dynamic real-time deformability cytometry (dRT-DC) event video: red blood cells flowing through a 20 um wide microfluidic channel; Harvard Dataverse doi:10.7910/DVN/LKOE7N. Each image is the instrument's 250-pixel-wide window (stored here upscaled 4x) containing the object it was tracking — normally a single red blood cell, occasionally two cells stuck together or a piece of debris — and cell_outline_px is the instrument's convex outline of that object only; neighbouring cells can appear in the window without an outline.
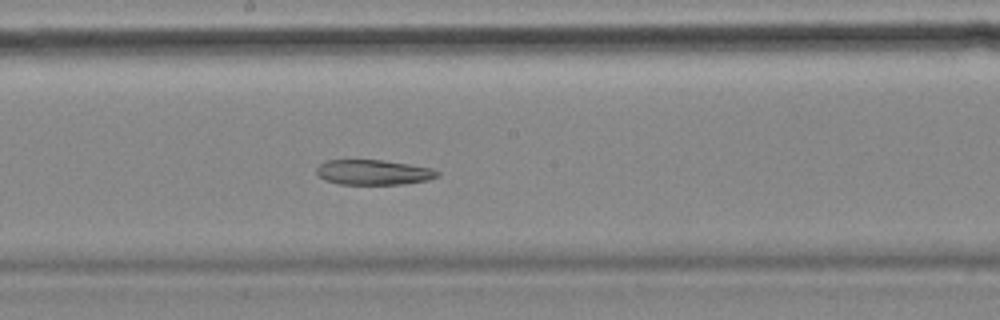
{"species": "common noctule bat (a hibernating species)", "species_latin": "Nyctalus noctula", "temperature_condition": "cold", "stored_images_in_passage": 37, "camera_frame_rate_fps": 3000, "um_per_image_px": 0.085, "animal": {"sex": "female", "body_mass_g": 18.4}, "frame": {"image": 1, "passage_image": 22, "time_ms": 7.0, "image_size_px": [1000, 320], "cell_outline_px": [[440, 176], [428, 180], [400, 184], [340, 184], [324, 180], [316, 172], [316, 168], [324, 160], [384, 160], [432, 168], [440, 172]], "centroid_in_image_um": [31.74, 14.64], "position_along_channel_um": 216.5, "area_um2": 17.69}}